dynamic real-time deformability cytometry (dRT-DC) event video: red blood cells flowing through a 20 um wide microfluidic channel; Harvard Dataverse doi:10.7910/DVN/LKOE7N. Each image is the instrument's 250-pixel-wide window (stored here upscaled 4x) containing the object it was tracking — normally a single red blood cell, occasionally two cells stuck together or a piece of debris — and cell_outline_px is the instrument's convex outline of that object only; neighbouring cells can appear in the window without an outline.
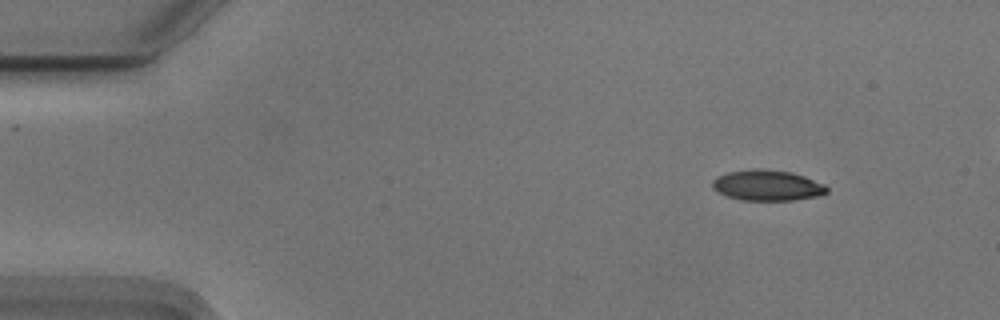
{"species": "Egyptian fruit bat (a non-hibernating species)", "species_latin": "Rousettus aegyptiacus", "temperature_condition": "cold", "stored_images_in_passage": 48, "camera_frame_rate_fps": 3000, "um_per_image_px": 0.085, "animal": {"sex": "male"}, "frame": {"image": 1, "passage_image": 1, "time_ms": 0.0, "image_size_px": [1000, 320], "cell_outline_px": [[828, 192], [816, 196], [792, 200], [740, 200], [728, 196], [712, 188], [712, 180], [716, 176], [728, 172], [756, 168], [792, 172], [804, 176], [824, 184], [828, 188]], "centroid_in_image_um": [65.2, 15.75], "position_along_channel_um": 19.8, "area_um2": 20.35}}
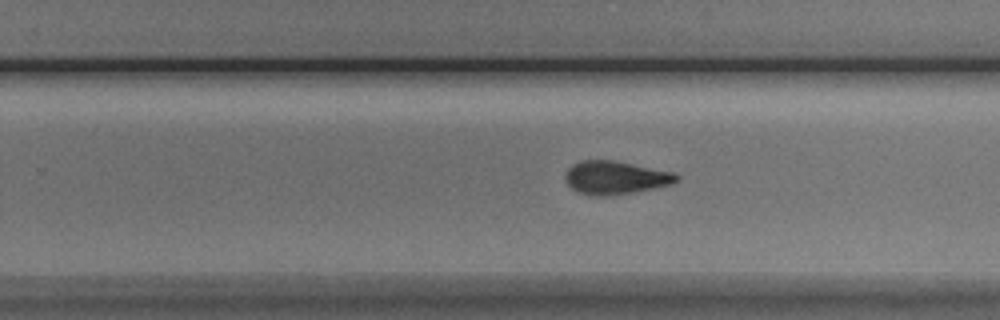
{"frame": {"image": 2, "passage_image": 29, "time_ms": 9.333, "image_size_px": [1000, 320], "cell_outline_px": [[680, 180], [672, 184], [632, 192], [608, 196], [596, 196], [576, 192], [568, 184], [564, 176], [568, 168], [572, 164], [580, 160], [612, 160], [676, 172], [680, 176]], "centroid_in_image_um": [52.32, 15.09], "position_along_channel_um": 277.5, "area_um2": 21.68}}
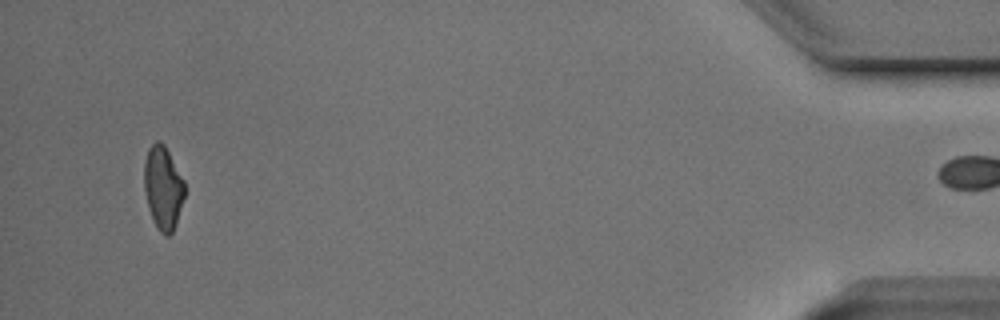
{"frame": {"image": 3, "passage_image": 47, "time_ms": 15.333, "image_size_px": [1000, 320], "cell_outline_px": [[184, 196], [176, 224], [172, 232], [168, 236], [164, 236], [156, 228], [148, 204], [144, 188], [144, 160], [148, 148], [156, 140], [160, 140], [164, 144], [184, 180]], "centroid_in_image_um": [13.85, 15.94], "position_along_channel_um": 421.4, "area_um2": 19.54}, "authors_computed_cell_mechanics": {"area_um2": 21.2126, "velocity_mm_per_s": 3.7405, "shape_relaxation_time_tau1_ms": 5.0378, "shape_relaxation_time_tau2_ms": 4.7042, "deformation_change_tau1": 0.15, "deformation_change_tau2": 0.1065}}